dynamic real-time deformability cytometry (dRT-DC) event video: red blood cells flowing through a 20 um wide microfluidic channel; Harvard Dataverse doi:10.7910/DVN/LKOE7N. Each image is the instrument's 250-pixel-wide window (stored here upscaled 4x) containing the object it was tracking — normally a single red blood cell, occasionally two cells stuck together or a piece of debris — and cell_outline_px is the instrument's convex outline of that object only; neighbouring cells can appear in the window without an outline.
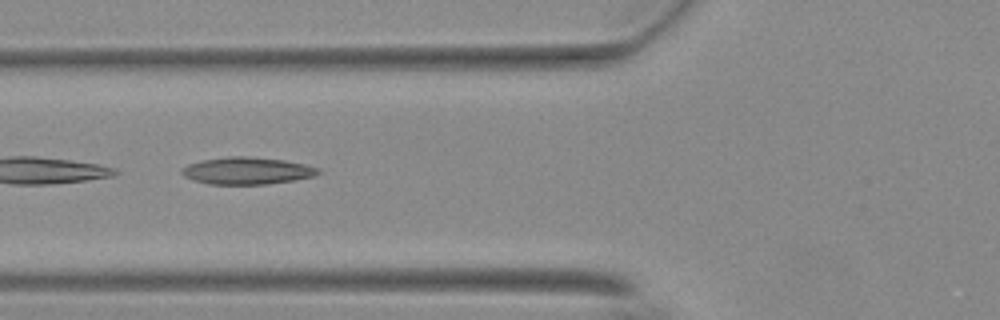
{"species": "Egyptian fruit bat (a non-hibernating species)", "species_latin": "Rousettus aegyptiacus", "temperature_condition": "warm", "stored_images_in_passage": 11, "camera_frame_rate_fps": 3000, "um_per_image_px": 0.085, "animal": {"sex": "female"}, "frame": {"image": 1, "passage_image": 5, "time_ms": 1.333, "image_size_px": [1000, 320], "cell_outline_px": [[324, 172], [316, 176], [296, 180], [268, 184], [208, 184], [184, 176], [180, 172], [180, 168], [188, 164], [204, 160], [228, 156], [244, 156], [284, 160], [304, 164], [320, 168]], "centroid_in_image_um": [21.05, 14.52], "position_along_channel_um": 104.7, "area_um2": 21.68}}